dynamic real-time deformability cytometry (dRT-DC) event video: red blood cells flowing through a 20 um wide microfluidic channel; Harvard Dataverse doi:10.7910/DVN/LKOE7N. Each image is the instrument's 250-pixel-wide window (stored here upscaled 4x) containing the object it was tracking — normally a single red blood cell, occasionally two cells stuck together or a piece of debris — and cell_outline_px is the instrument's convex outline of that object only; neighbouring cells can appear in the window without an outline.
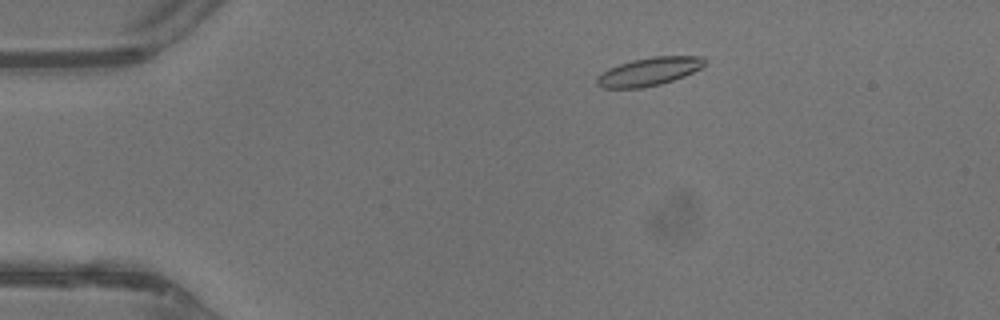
{"species": "common noctule bat (a hibernating species)", "species_latin": "Nyctalus noctula", "temperature_condition": "warm", "stored_images_in_passage": 43, "camera_frame_rate_fps": 3000, "um_per_image_px": 0.085, "animal": {"sex": "male", "body_mass_g": 13.3}, "frame": {"image": 1, "passage_image": 7, "time_ms": 2.0, "image_size_px": [1000, 320], "cell_outline_px": [[708, 60], [700, 68], [684, 76], [660, 84], [644, 88], [600, 88], [596, 84], [596, 76], [608, 68], [632, 60], [652, 56], [704, 56]], "centroid_in_image_um": [55.15, 6.08], "position_along_channel_um": 29.9, "area_um2": 17.86}}
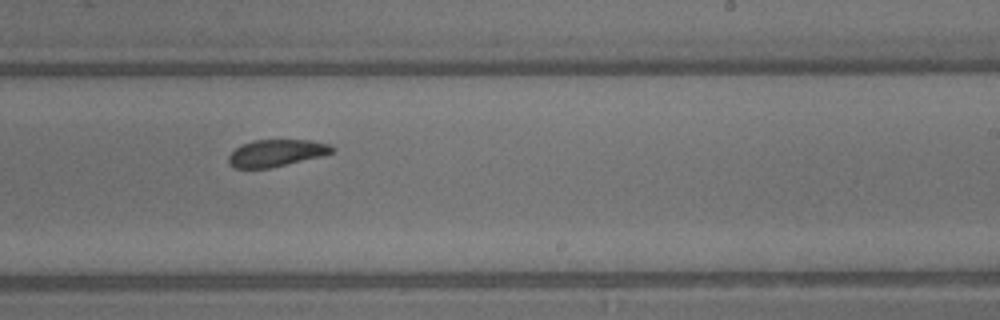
{"frame": {"image": 2, "passage_image": 26, "time_ms": 8.333, "image_size_px": [1000, 320], "cell_outline_px": [[336, 148], [332, 152], [324, 156], [272, 168], [232, 168], [228, 164], [228, 156], [240, 144], [252, 140], [312, 140], [332, 144]], "centroid_in_image_um": [23.52, 13.01], "position_along_channel_um": 265.5, "area_um2": 16.7}}
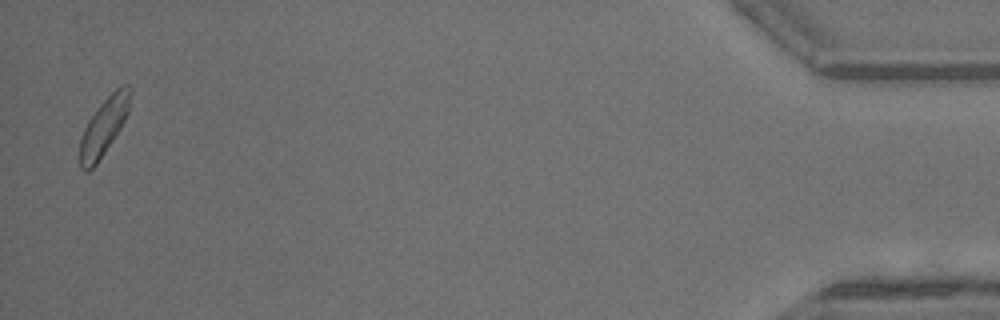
{"frame": {"image": 3, "passage_image": 42, "time_ms": 13.667, "image_size_px": [1000, 320], "cell_outline_px": [[132, 92], [128, 112], [120, 128], [96, 164], [88, 172], [84, 172], [80, 168], [80, 140], [84, 128], [88, 120], [100, 104], [116, 88], [124, 84], [128, 84], [132, 88]], "centroid_in_image_um": [8.83, 10.74], "position_along_channel_um": 426.4, "area_um2": 16.65}, "authors_computed_cell_mechanics": {"area_um2": 17.2244, "velocity_mm_per_s": 4.7364, "shape_relaxation_time_tau1_ms": 2.4675, "shape_relaxation_time_tau2_ms": 2.645, "deformation_change_tau1": 0.1024, "deformation_change_tau2": 0.0932}}